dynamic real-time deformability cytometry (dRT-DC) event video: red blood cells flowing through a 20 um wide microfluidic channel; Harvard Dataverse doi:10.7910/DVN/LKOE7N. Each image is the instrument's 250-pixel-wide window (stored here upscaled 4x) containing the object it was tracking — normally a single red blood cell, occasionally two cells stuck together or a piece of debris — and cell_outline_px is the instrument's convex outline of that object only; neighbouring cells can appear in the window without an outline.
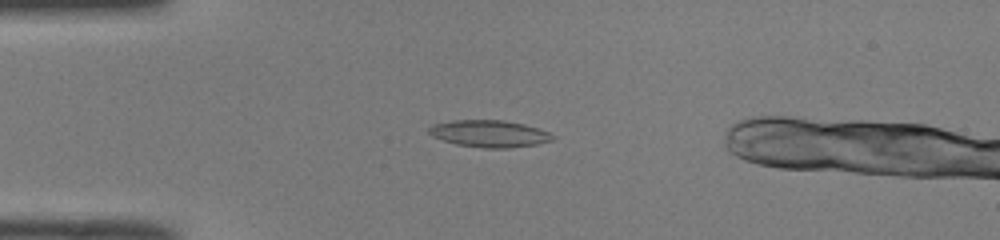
{"species": "common noctule bat (a hibernating species)", "species_latin": "Nyctalus noctula", "temperature_condition": "room temperature", "stored_images_in_passage": 48, "camera_frame_rate_fps": 3000, "um_per_image_px": 0.085, "animal": {"sex": "male", "body_mass_g": 19.0, "forearm_length_mm": 50.8}, "frame": {"image": 1, "passage_image": 12, "time_ms": 3.667, "image_size_px": [1000, 240], "cell_outline_px": [[556, 136], [552, 140], [536, 144], [508, 148], [484, 148], [456, 144], [432, 136], [428, 132], [428, 128], [432, 124], [452, 120], [504, 120], [524, 124], [548, 132]], "centroid_in_image_um": [41.57, 11.35], "position_along_channel_um": 43.4, "area_um2": 19.36}}
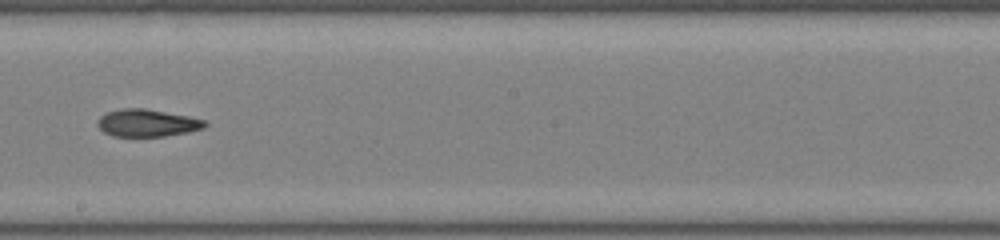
{"frame": {"image": 2, "passage_image": 28, "time_ms": 9.0, "image_size_px": [1000, 240], "cell_outline_px": [[208, 124], [204, 128], [188, 132], [164, 136], [112, 136], [104, 132], [96, 124], [100, 116], [104, 112], [120, 108], [144, 108], [188, 116], [204, 120]], "centroid_in_image_um": [12.47, 10.44], "position_along_channel_um": 235.7, "area_um2": 17.17}}
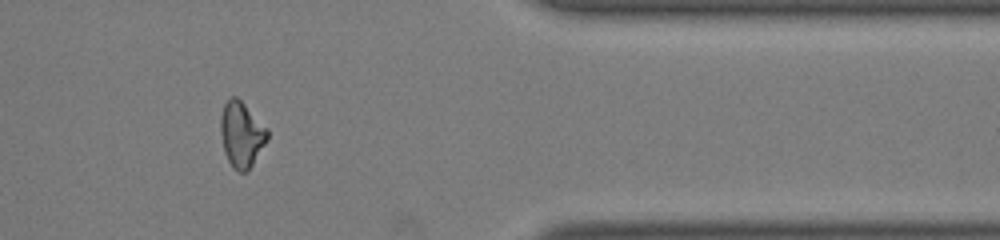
{"frame": {"image": 3, "passage_image": 41, "time_ms": 13.333, "image_size_px": [1000, 240], "cell_outline_px": [[268, 136], [264, 144], [248, 172], [240, 172], [232, 168], [224, 152], [220, 132], [220, 116], [224, 104], [232, 96], [236, 96], [268, 128]], "centroid_in_image_um": [20.51, 11.44], "position_along_channel_um": 390.9, "area_um2": 17.8}}